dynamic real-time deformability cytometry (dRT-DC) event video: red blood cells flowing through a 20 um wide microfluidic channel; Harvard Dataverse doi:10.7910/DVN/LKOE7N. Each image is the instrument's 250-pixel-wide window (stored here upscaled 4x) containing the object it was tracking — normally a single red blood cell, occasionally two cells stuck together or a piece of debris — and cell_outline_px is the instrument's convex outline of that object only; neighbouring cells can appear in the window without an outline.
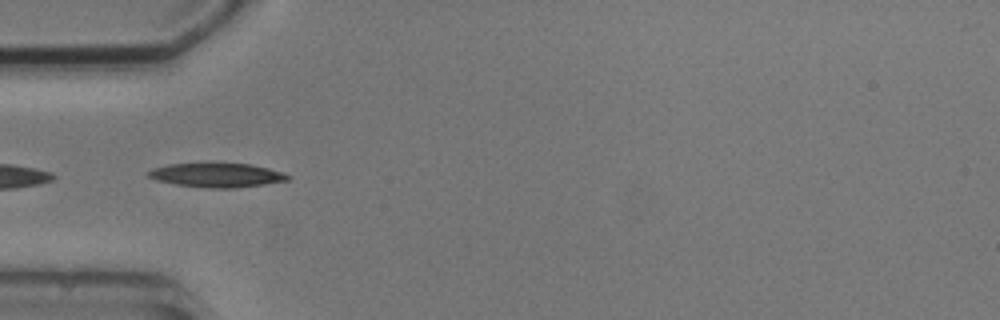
{"species": "common noctule bat (a hibernating species)", "species_latin": "Nyctalus noctula", "temperature_condition": "cold", "stored_images_in_passage": 9, "camera_frame_rate_fps": 3000, "um_per_image_px": 0.085, "animal": {"sex": "male", "body_mass_g": 20.5, "forearm_length_mm": 52.5}, "frame": {"image": 1, "passage_image": 4, "time_ms": 4.667, "image_size_px": [1000, 320], "cell_outline_px": [[292, 176], [288, 180], [264, 184], [236, 188], [208, 188], [176, 184], [156, 180], [148, 176], [148, 172], [152, 168], [168, 164], [208, 160], [252, 164], [284, 172]], "centroid_in_image_um": [18.43, 14.83], "position_along_channel_um": 66.6, "area_um2": 20.63}}